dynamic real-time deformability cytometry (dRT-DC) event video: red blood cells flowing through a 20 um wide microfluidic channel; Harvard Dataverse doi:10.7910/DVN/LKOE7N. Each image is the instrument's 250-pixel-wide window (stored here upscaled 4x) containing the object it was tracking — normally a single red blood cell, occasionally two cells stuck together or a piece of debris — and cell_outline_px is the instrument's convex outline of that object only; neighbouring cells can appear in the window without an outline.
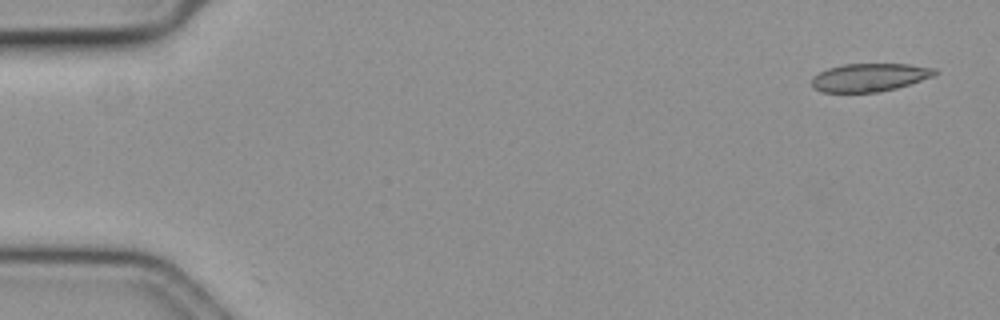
{"species": "common noctule bat (a hibernating species)", "species_latin": "Nyctalus noctula", "temperature_condition": "cold", "stored_images_in_passage": 50, "camera_frame_rate_fps": 3000, "um_per_image_px": 0.085, "animal": {"sex": "female", "body_mass_g": 19.3, "forearm_length_mm": 54.1}, "frame": {"image": 1, "passage_image": 1, "time_ms": 0.0, "image_size_px": [1000, 320], "cell_outline_px": [[940, 72], [932, 76], [896, 88], [880, 92], [820, 92], [812, 84], [812, 76], [828, 68], [844, 64], [908, 64], [936, 68]], "centroid_in_image_um": [73.92, 6.57], "position_along_channel_um": 11.1, "area_um2": 20.06}}
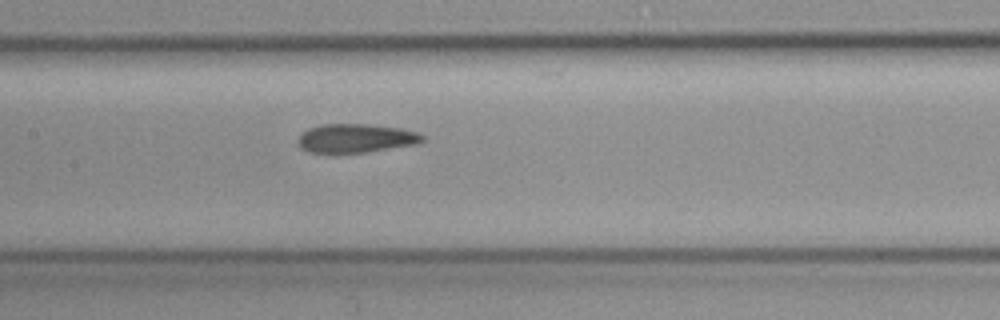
{"frame": {"image": 2, "passage_image": 26, "time_ms": 8.333, "image_size_px": [1000, 320], "cell_outline_px": [[424, 140], [416, 144], [364, 152], [308, 152], [300, 148], [296, 140], [308, 128], [320, 124], [368, 124], [400, 128], [420, 132], [424, 136]], "centroid_in_image_um": [30.24, 11.74], "position_along_channel_um": 177.2, "area_um2": 20.81}}
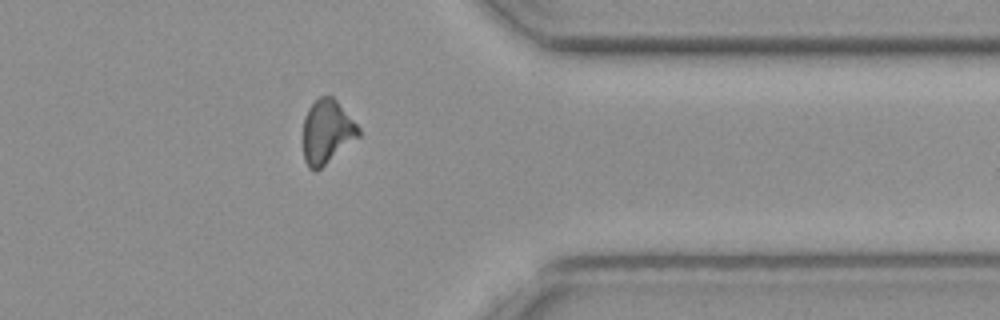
{"frame": {"image": 3, "passage_image": 44, "time_ms": 14.333, "image_size_px": [1000, 320], "cell_outline_px": [[360, 136], [316, 172], [308, 168], [304, 160], [304, 116], [308, 108], [320, 96], [332, 96], [336, 100], [360, 128]], "centroid_in_image_um": [27.78, 11.21], "position_along_channel_um": 383.6, "area_um2": 20.52}}